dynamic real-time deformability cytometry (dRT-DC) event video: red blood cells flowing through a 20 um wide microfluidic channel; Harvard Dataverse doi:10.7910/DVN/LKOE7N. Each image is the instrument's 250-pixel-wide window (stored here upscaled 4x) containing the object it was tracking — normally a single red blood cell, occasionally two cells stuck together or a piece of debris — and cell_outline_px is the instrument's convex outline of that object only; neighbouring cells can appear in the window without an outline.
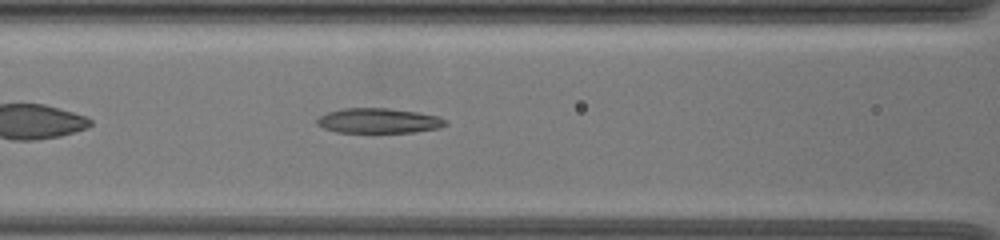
{"species": "common noctule bat (a hibernating species)", "species_latin": "Nyctalus noctula", "temperature_condition": "warm", "stored_images_in_passage": 39, "camera_frame_rate_fps": 3000, "um_per_image_px": 0.085, "animal": {"sex": "female", "body_mass_g": 19.5, "forearm_length_mm": 54.1}, "frame": {"image": 1, "passage_image": 8, "time_ms": 2.333, "image_size_px": [1000, 240], "cell_outline_px": [[448, 124], [440, 128], [416, 132], [336, 132], [324, 128], [316, 124], [316, 120], [320, 116], [328, 112], [344, 108], [388, 108], [416, 112], [440, 116], [448, 120]], "centroid_in_image_um": [32.23, 10.26], "position_along_channel_um": 134.4, "area_um2": 18.79}}
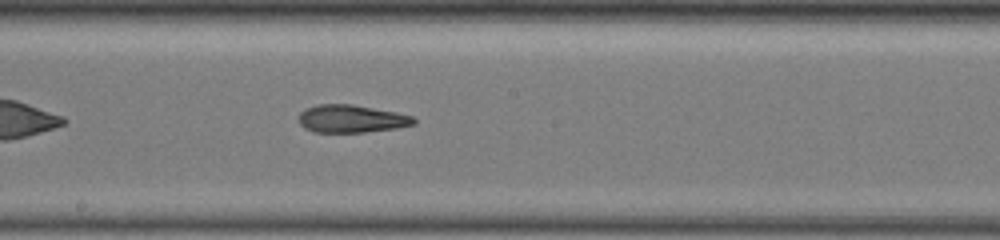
{"frame": {"image": 2, "passage_image": 15, "time_ms": 4.667, "image_size_px": [1000, 240], "cell_outline_px": [[416, 124], [396, 128], [364, 132], [312, 132], [304, 128], [300, 124], [300, 112], [304, 108], [316, 104], [352, 104], [396, 112], [412, 116], [416, 120]], "centroid_in_image_um": [29.85, 10.09], "position_along_channel_um": 218.3, "area_um2": 18.67}}
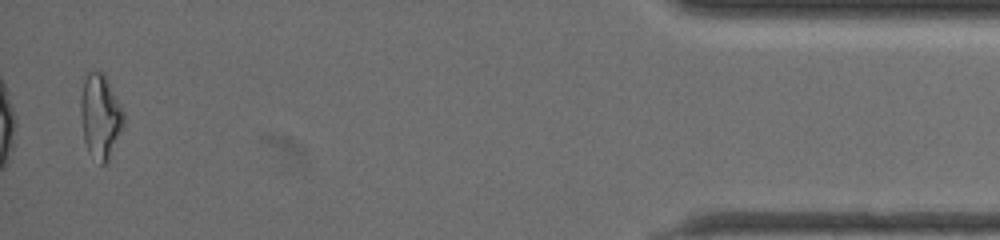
{"frame": {"image": 3, "passage_image": 38, "time_ms": 12.333, "image_size_px": [1000, 240], "cell_outline_px": [[124, 124], [108, 160], [104, 164], [100, 164], [88, 152], [84, 140], [80, 112], [80, 96], [84, 80], [88, 72], [100, 68], [104, 72], [124, 112]], "centroid_in_image_um": [8.51, 9.83], "position_along_channel_um": 426.7, "area_um2": 21.27}, "authors_computed_cell_mechanics": {"area_um2": 18.7272, "velocity_mm_per_s": 3.6006, "shape_relaxation_time_tau1_ms": null, "shape_relaxation_time_tau2_ms": 3.6724, "deformation_change_tau1": null, "deformation_change_tau2": 0.1348}}